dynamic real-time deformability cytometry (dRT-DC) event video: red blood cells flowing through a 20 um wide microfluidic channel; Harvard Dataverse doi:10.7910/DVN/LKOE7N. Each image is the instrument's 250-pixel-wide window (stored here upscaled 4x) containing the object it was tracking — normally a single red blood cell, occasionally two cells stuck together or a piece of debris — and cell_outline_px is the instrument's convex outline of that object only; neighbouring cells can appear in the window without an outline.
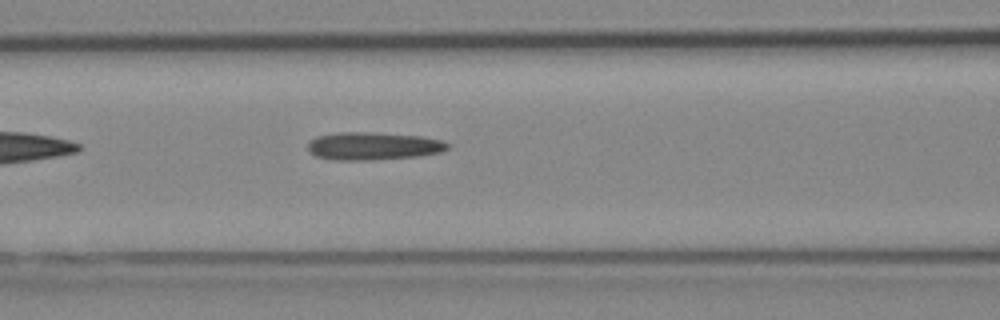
{"species": "Egyptian fruit bat (a non-hibernating species)", "species_latin": "Rousettus aegyptiacus", "temperature_condition": "cold", "stored_images_in_passage": 34, "camera_frame_rate_fps": 3000, "um_per_image_px": 0.085, "animal": {"sex": "female"}, "frame": {"image": 1, "passage_image": 6, "time_ms": 1.667, "image_size_px": [1000, 320], "cell_outline_px": [[452, 144], [448, 148], [440, 152], [420, 156], [372, 160], [332, 160], [316, 156], [308, 152], [308, 140], [316, 136], [340, 132], [368, 132], [420, 136], [440, 140]], "centroid_in_image_um": [31.69, 12.42], "position_along_channel_um": 134.9, "area_um2": 22.83}}
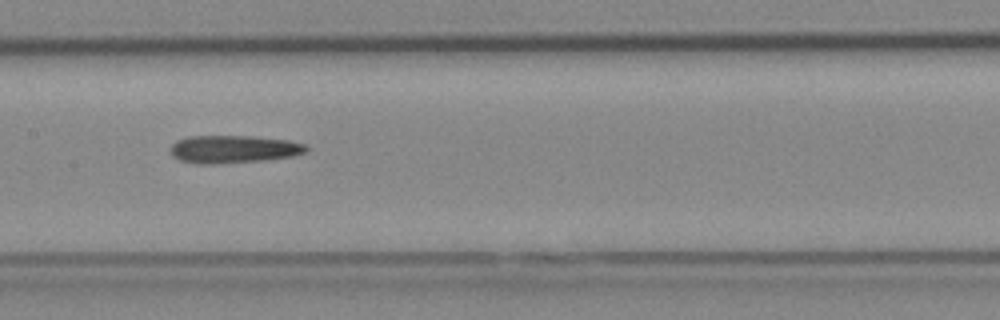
{"frame": {"image": 2, "passage_image": 10, "time_ms": 3.0, "image_size_px": [1000, 320], "cell_outline_px": [[308, 152], [292, 156], [268, 160], [216, 164], [196, 164], [180, 160], [172, 156], [172, 144], [176, 140], [188, 136], [252, 136], [288, 140], [304, 144], [308, 148]], "centroid_in_image_um": [19.86, 12.68], "position_along_channel_um": 187.5, "area_um2": 22.14}}